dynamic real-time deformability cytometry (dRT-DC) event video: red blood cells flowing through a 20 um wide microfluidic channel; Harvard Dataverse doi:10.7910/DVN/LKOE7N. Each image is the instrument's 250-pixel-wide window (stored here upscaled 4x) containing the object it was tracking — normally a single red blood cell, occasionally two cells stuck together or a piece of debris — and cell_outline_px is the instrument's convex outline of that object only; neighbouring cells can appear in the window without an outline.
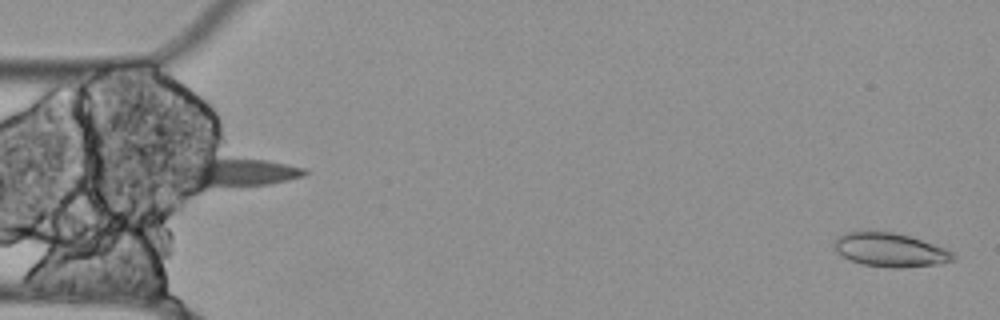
{"species": "Egyptian fruit bat (a non-hibernating species)", "species_latin": "Rousettus aegyptiacus", "temperature_condition": "cold", "stored_images_in_passage": 55, "camera_frame_rate_fps": 3000, "um_per_image_px": 0.085, "animal": {"sex": "female"}, "frame": {"image": 1, "passage_image": 1, "time_ms": 0.0, "image_size_px": [1000, 320], "cell_outline_px": [[956, 260], [940, 264], [904, 268], [892, 268], [864, 264], [852, 260], [836, 252], [832, 244], [844, 232], [892, 232], [908, 236], [944, 248], [952, 252], [956, 256]], "centroid_in_image_um": [75.69, 21.26], "position_along_channel_um": 9.3, "area_um2": 23.12}}
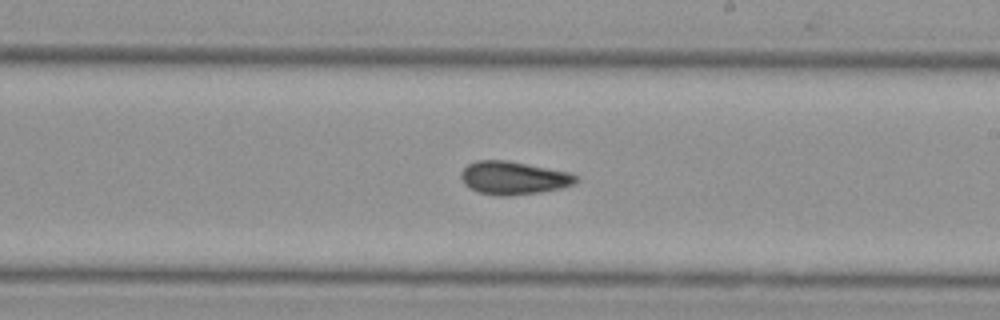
{"frame": {"image": 2, "passage_image": 31, "time_ms": 10.0, "image_size_px": [1000, 320], "cell_outline_px": [[576, 180], [572, 184], [560, 188], [540, 192], [508, 196], [500, 196], [480, 192], [468, 188], [464, 184], [460, 176], [460, 172], [468, 164], [476, 160], [508, 160], [572, 172], [576, 176]], "centroid_in_image_um": [43.62, 15.11], "position_along_channel_um": 245.4, "area_um2": 22.25}}
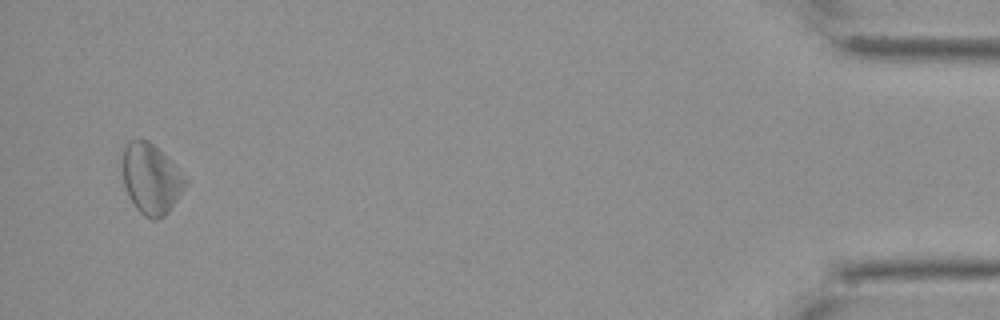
{"frame": {"image": 3, "passage_image": 53, "time_ms": 17.333, "image_size_px": [1000, 320], "cell_outline_px": [[188, 184], [168, 212], [164, 216], [156, 220], [152, 220], [144, 216], [136, 208], [128, 196], [124, 184], [124, 148], [132, 140], [148, 140], [176, 164], [188, 180]], "centroid_in_image_um": [12.89, 15.23], "position_along_channel_um": 422.3, "area_um2": 25.61}, "authors_computed_cell_mechanics": {"area_um2": 22.5998, "velocity_mm_per_s": 3.5133, "shape_relaxation_time_tau1_ms": 0.0318, "shape_relaxation_time_tau2_ms": 9.7034, "deformation_change_tau1": 0.0125, "deformation_change_tau2": 0.1891}}